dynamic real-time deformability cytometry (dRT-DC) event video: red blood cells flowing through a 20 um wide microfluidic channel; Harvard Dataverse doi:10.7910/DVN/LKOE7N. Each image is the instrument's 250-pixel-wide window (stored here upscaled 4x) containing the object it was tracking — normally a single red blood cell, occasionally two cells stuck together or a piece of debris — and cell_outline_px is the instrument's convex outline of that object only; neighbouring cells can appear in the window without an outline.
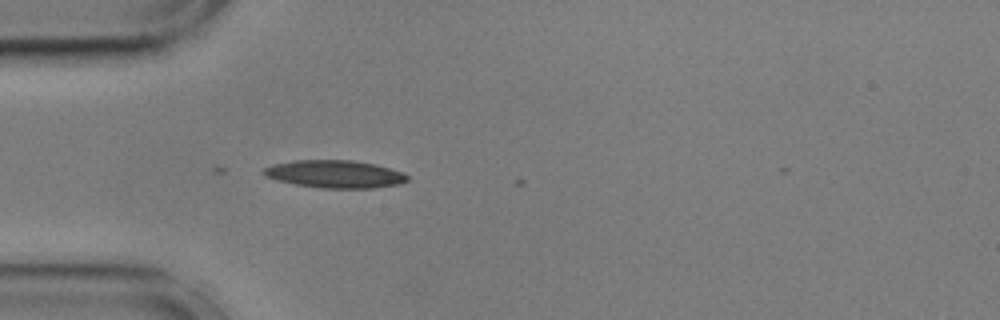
{"species": "common noctule bat (a hibernating species)", "species_latin": "Nyctalus noctula", "temperature_condition": "cold", "stored_images_in_passage": 4, "camera_frame_rate_fps": 3000, "um_per_image_px": 0.085, "animal": {"sex": "male", "body_mass_g": 17.9, "forearm_length_mm": 54.2}, "frame": {"image": 1, "passage_image": 1, "time_ms": 0.0, "image_size_px": [1000, 320], "cell_outline_px": [[408, 180], [396, 184], [372, 188], [320, 188], [296, 184], [264, 176], [260, 172], [264, 168], [272, 164], [292, 160], [352, 160], [376, 164], [404, 172], [408, 176]], "centroid_in_image_um": [28.44, 14.78], "position_along_channel_um": 56.6, "area_um2": 23.18}}